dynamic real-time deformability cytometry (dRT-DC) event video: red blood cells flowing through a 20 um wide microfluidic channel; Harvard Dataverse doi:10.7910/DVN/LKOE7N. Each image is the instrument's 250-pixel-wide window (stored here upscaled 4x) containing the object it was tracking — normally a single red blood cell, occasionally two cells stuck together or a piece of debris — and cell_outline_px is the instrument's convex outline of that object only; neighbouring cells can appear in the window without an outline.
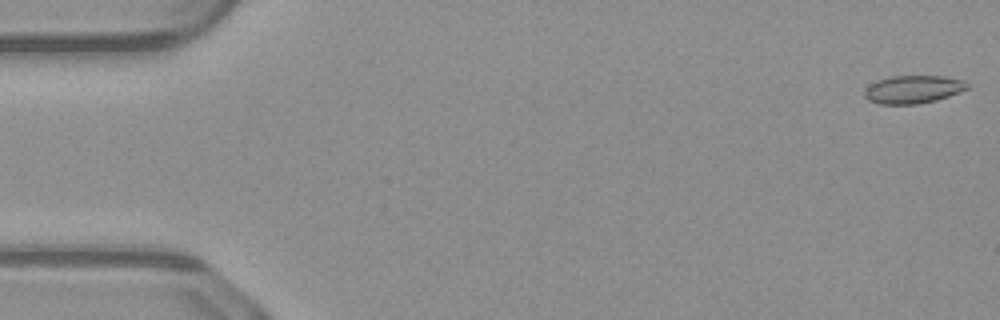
{"species": "common noctule bat (a hibernating species)", "species_latin": "Nyctalus noctula", "temperature_condition": "warm", "stored_images_in_passage": 50, "camera_frame_rate_fps": 3000, "um_per_image_px": 0.085, "animal": {"sex": "male", "body_mass_g": 23.1, "forearm_length_mm": 52.7}, "frame": {"image": 1, "passage_image": 1, "time_ms": 0.0, "image_size_px": [1000, 320], "cell_outline_px": [[968, 88], [960, 92], [936, 100], [916, 104], [880, 104], [868, 100], [864, 96], [864, 92], [876, 80], [892, 76], [944, 76], [964, 80], [968, 84]], "centroid_in_image_um": [77.63, 7.59], "position_along_channel_um": 7.4, "area_um2": 16.65}}
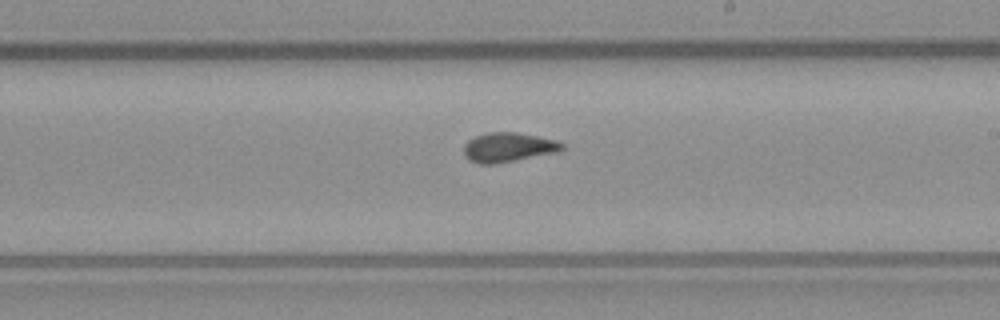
{"frame": {"image": 2, "passage_image": 29, "time_ms": 9.333, "image_size_px": [1000, 320], "cell_outline_px": [[564, 148], [560, 152], [492, 164], [480, 164], [468, 160], [464, 152], [464, 144], [468, 140], [476, 136], [488, 132], [516, 132], [556, 140], [564, 144]], "centroid_in_image_um": [43.21, 12.52], "position_along_channel_um": 245.8, "area_um2": 16.82}}
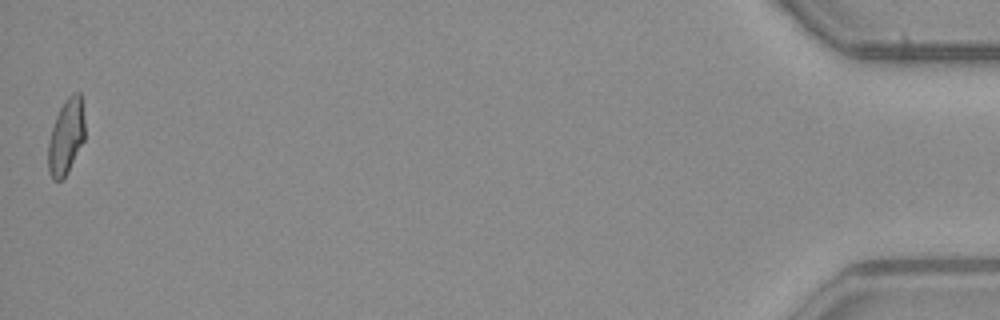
{"frame": {"image": 3, "passage_image": 50, "time_ms": 16.333, "image_size_px": [1000, 320], "cell_outline_px": [[84, 140], [68, 172], [60, 180], [52, 180], [48, 172], [48, 144], [52, 128], [56, 116], [64, 100], [72, 92], [80, 92], [84, 120]], "centroid_in_image_um": [5.61, 11.62], "position_along_channel_um": 429.6, "area_um2": 16.07}, "authors_computed_cell_mechanics": {"area_um2": 16.5597, "velocity_mm_per_s": 4.1177, "shape_relaxation_time_tau1_ms": null, "shape_relaxation_time_tau2_ms": 1.5469, "deformation_change_tau1": null, "deformation_change_tau2": 0.0597}}